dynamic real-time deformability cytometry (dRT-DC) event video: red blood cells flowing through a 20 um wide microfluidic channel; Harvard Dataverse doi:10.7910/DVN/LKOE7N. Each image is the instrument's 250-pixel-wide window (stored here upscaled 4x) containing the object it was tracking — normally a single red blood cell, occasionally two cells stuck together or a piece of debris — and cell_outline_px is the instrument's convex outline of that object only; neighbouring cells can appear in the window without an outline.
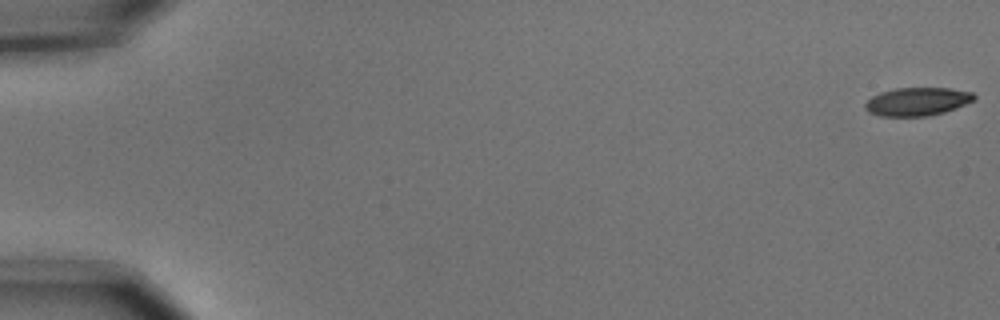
{"species": "common noctule bat (a hibernating species)", "species_latin": "Nyctalus noctula", "temperature_condition": "cold", "stored_images_in_passage": 8, "camera_frame_rate_fps": 3000, "um_per_image_px": 0.085, "animal": {"sex": "male", "body_mass_g": 15.6}, "frame": {"image": 1, "passage_image": 1, "time_ms": 0.0, "image_size_px": [1000, 320], "cell_outline_px": [[976, 100], [956, 108], [944, 112], [928, 116], [880, 116], [868, 112], [864, 108], [864, 104], [872, 96], [880, 92], [896, 88], [948, 88], [972, 92], [976, 96]], "centroid_in_image_um": [77.97, 8.63], "position_along_channel_um": 7.0, "area_um2": 18.03}}
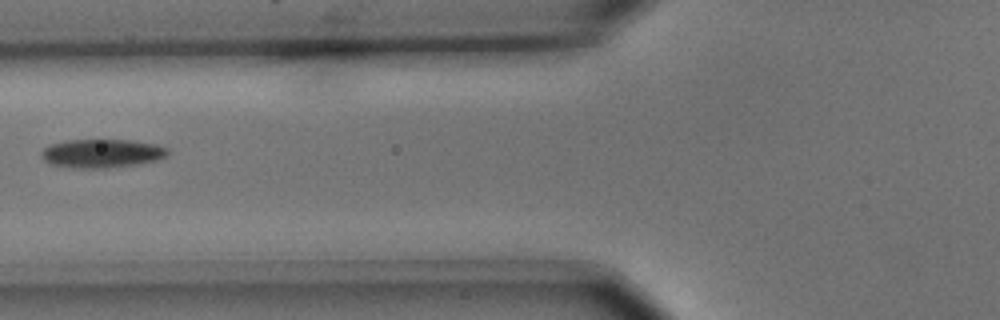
{"frame": {"image": 2, "passage_image": 7, "time_ms": 2.0, "image_size_px": [1000, 320], "cell_outline_px": [[168, 156], [160, 160], [140, 164], [108, 168], [68, 168], [52, 164], [44, 160], [40, 152], [48, 144], [68, 140], [128, 140], [156, 144], [168, 148]], "centroid_in_image_um": [8.68, 13.05], "position_along_channel_um": 117.1, "area_um2": 21.39}}
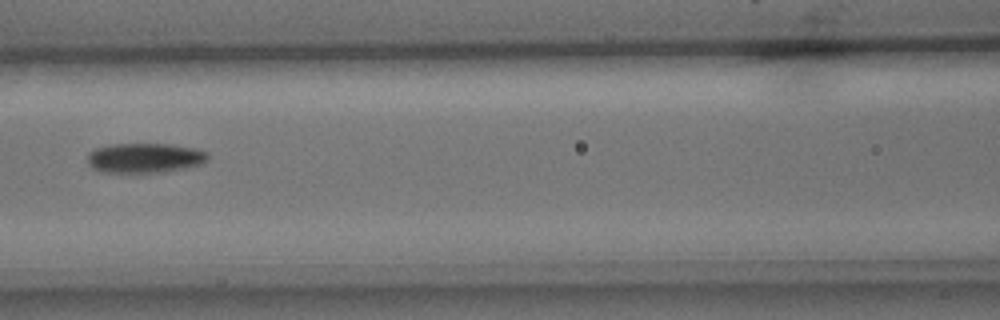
{"frame": {"image": 3, "passage_image": 8, "time_ms": 2.333, "image_size_px": [1000, 320], "cell_outline_px": [[208, 160], [204, 164], [168, 172], [136, 176], [104, 172], [92, 168], [88, 164], [88, 152], [96, 148], [112, 144], [168, 144], [192, 148], [208, 152]], "centroid_in_image_um": [12.3, 13.49], "position_along_channel_um": 154.3, "area_um2": 21.91}}